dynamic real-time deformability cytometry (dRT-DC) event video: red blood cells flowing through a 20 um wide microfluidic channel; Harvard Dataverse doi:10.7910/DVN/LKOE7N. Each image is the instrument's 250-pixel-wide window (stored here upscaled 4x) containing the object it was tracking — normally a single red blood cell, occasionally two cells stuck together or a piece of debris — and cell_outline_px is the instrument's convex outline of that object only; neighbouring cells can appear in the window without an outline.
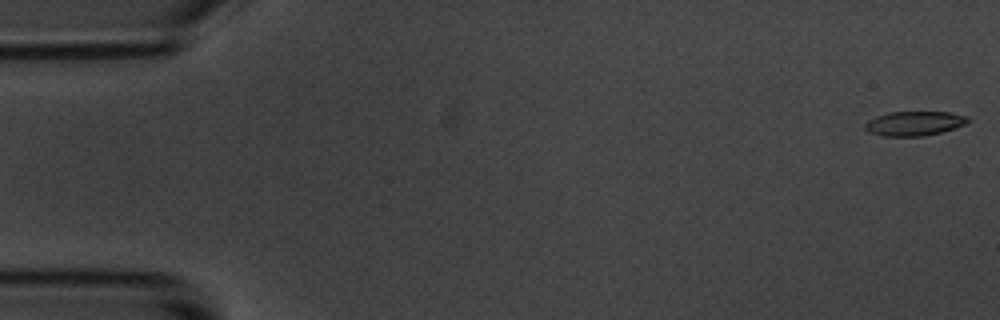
{"species": "common noctule bat (a hibernating species)", "species_latin": "Nyctalus noctula", "temperature_condition": "room temperature", "stored_images_in_passage": 57, "camera_frame_rate_fps": 3000, "um_per_image_px": 0.085, "animal": {"sex": "male", "body_mass_g": 20.1, "forearm_length_mm": 53.5}, "frame": {"image": 1, "passage_image": 1, "time_ms": 0.0, "image_size_px": [1000, 320], "cell_outline_px": [[968, 120], [964, 124], [940, 132], [920, 136], [884, 136], [868, 132], [864, 128], [864, 124], [868, 120], [876, 116], [888, 112], [948, 112], [968, 116]], "centroid_in_image_um": [77.65, 10.48], "position_along_channel_um": 7.4, "area_um2": 14.45}}
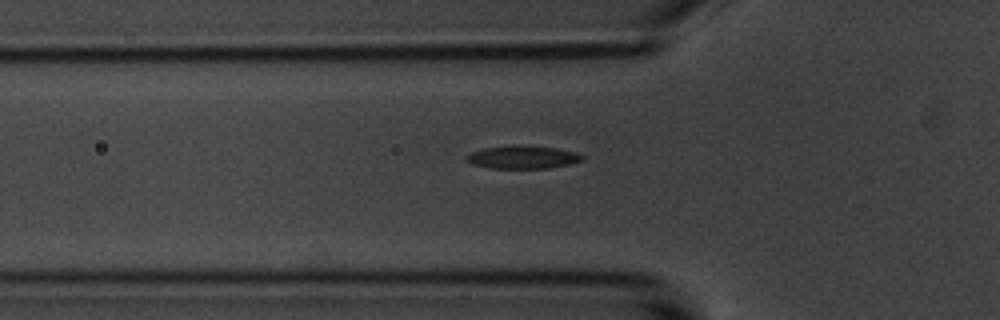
{"frame": {"image": 2, "passage_image": 19, "time_ms": 6.0, "image_size_px": [1000, 320], "cell_outline_px": [[584, 160], [568, 164], [548, 168], [492, 168], [472, 164], [468, 160], [468, 156], [472, 152], [484, 148], [508, 144], [516, 144], [556, 148], [576, 152], [584, 156]], "centroid_in_image_um": [44.46, 13.34], "position_along_channel_um": 81.3, "area_um2": 15.49}}
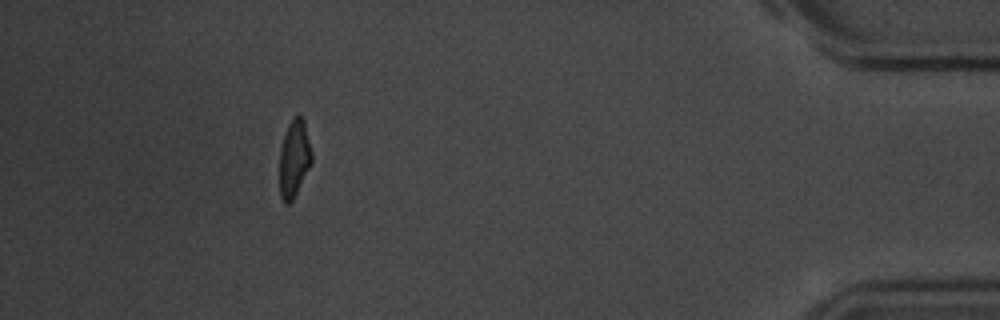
{"frame": {"image": 3, "passage_image": 52, "time_ms": 17.0, "image_size_px": [1000, 320], "cell_outline_px": [[312, 164], [292, 200], [288, 204], [284, 204], [280, 196], [280, 148], [288, 124], [292, 116], [300, 116], [304, 120], [312, 152]], "centroid_in_image_um": [25.01, 13.47], "position_along_channel_um": 410.2, "area_um2": 14.51}, "authors_computed_cell_mechanics": {"area_um2": 15.4326, "velocity_mm_per_s": 3.5111, "shape_relaxation_time_tau1_ms": 3.0322, "shape_relaxation_time_tau2_ms": 2.35, "deformation_change_tau1": 0.1541, "deformation_change_tau2": 0.0726}}